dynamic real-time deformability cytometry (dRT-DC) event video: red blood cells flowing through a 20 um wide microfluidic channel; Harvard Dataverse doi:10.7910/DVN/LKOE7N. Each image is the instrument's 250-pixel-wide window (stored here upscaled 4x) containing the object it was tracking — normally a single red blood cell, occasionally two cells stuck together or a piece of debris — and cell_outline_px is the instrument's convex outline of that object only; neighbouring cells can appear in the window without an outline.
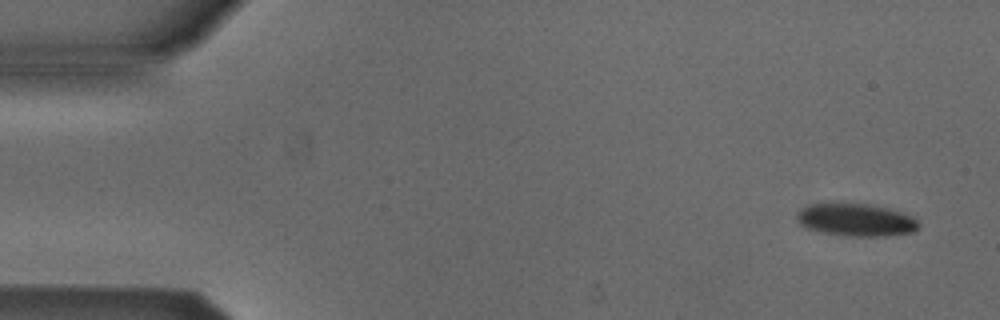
{"species": "Egyptian fruit bat (a non-hibernating species)", "species_latin": "Rousettus aegyptiacus", "temperature_condition": "cold", "stored_images_in_passage": 5, "camera_frame_rate_fps": 3000, "um_per_image_px": 0.085, "animal": {"sex": "male"}, "frame": {"image": 1, "passage_image": 1, "time_ms": 0.0, "image_size_px": [1000, 320], "cell_outline_px": [[920, 228], [912, 232], [888, 236], [848, 236], [820, 232], [808, 228], [800, 224], [796, 220], [796, 212], [808, 204], [836, 200], [868, 204], [888, 208], [912, 216], [920, 224]], "centroid_in_image_um": [72.7, 18.65], "position_along_channel_um": 12.3, "area_um2": 23.99}}
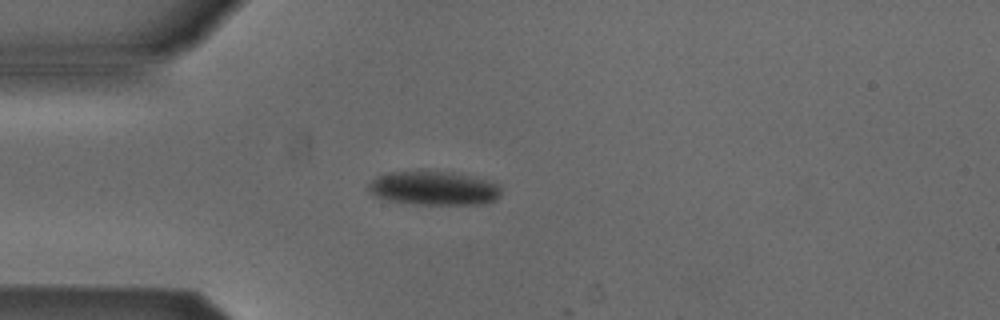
{"frame": {"image": 2, "passage_image": 4, "time_ms": 1.0, "image_size_px": [1000, 320], "cell_outline_px": [[500, 196], [496, 200], [484, 204], [416, 204], [388, 200], [376, 196], [368, 192], [368, 184], [376, 176], [392, 172], [452, 172], [484, 180], [496, 184], [500, 188]], "centroid_in_image_um": [36.85, 16.01], "position_along_channel_um": 48.2, "area_um2": 25.78}}